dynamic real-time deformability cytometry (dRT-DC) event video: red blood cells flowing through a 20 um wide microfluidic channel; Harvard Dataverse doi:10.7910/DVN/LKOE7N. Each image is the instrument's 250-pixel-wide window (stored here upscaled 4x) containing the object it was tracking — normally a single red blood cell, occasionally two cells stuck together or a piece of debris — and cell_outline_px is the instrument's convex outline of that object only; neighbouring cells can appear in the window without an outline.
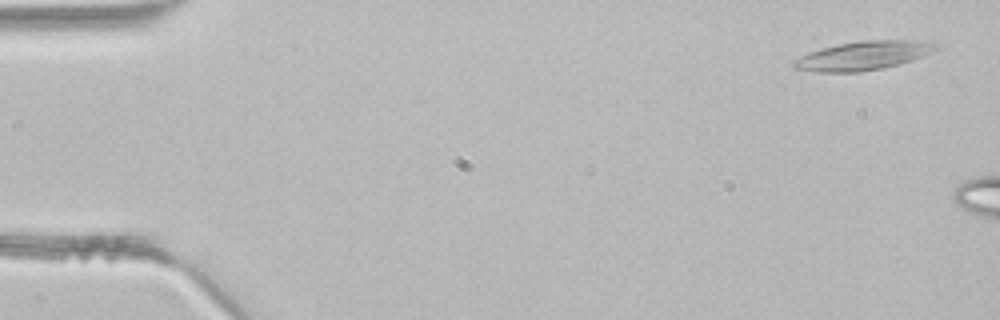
{"species": "common noctule bat (a hibernating species)", "species_latin": "Nyctalus noctula", "temperature_condition": "room temperature", "stored_images_in_passage": 6, "camera_frame_rate_fps": 3000, "um_per_image_px": 0.085, "animal": {"sex": "male", "body_mass_g": 21.5, "forearm_length_mm": 52.0}, "frame": {"image": 1, "passage_image": 1, "time_ms": 0.0, "image_size_px": [1000, 320], "cell_outline_px": [[940, 48], [932, 52], [912, 60], [880, 68], [860, 72], [816, 72], [792, 68], [792, 60], [808, 52], [840, 44], [864, 40], [916, 40], [940, 44]], "centroid_in_image_um": [73.36, 4.73], "position_along_channel_um": 11.6, "area_um2": 23.76}}